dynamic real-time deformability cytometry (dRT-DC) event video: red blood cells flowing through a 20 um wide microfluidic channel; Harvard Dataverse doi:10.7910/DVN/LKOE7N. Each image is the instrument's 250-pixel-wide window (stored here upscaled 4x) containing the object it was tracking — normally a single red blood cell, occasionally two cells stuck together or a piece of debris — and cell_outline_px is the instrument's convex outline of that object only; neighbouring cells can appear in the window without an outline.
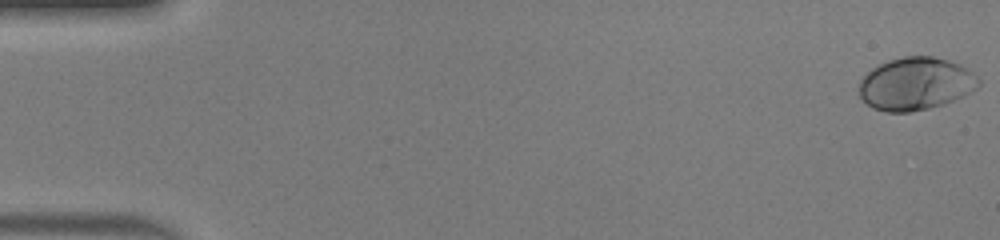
{"species": "human", "species_latin": "Homo sapiens", "temperature_condition": "warm", "stored_images_in_passage": 50, "camera_frame_rate_fps": 3000, "um_per_image_px": 0.085, "donor": {"sex": "male"}, "frame": {"image": 1, "passage_image": 1, "time_ms": 0.0, "image_size_px": [1000, 240], "cell_outline_px": [[980, 84], [976, 88], [964, 96], [944, 104], [928, 108], [908, 112], [884, 112], [872, 108], [860, 96], [860, 80], [872, 68], [888, 60], [904, 56], [932, 56], [948, 60], [960, 64], [972, 72], [980, 80]], "centroid_in_image_um": [77.84, 7.12], "position_along_channel_um": 7.2, "area_um2": 36.65}}
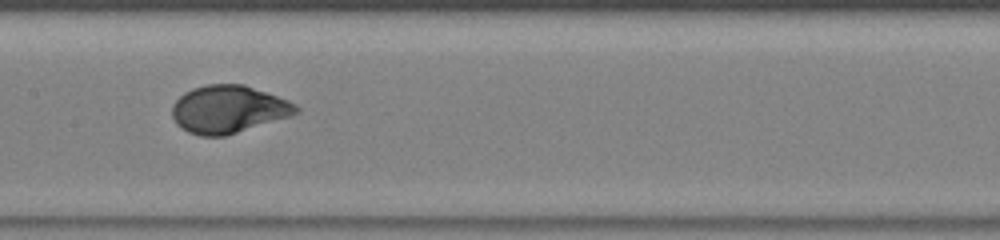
{"frame": {"image": 2, "passage_image": 26, "time_ms": 8.333, "image_size_px": [1000, 240], "cell_outline_px": [[300, 112], [292, 116], [224, 136], [200, 136], [188, 132], [176, 124], [172, 116], [172, 104], [184, 92], [192, 88], [208, 84], [244, 84], [288, 100], [296, 104], [300, 108]], "centroid_in_image_um": [19.42, 9.29], "position_along_channel_um": 188.0, "area_um2": 34.56}}
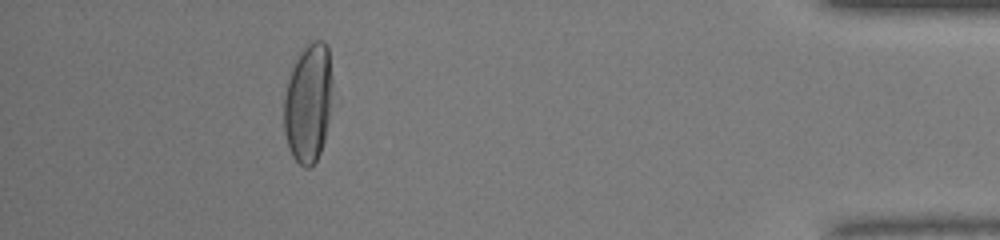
{"frame": {"image": 3, "passage_image": 46, "time_ms": 15.0, "image_size_px": [1000, 240], "cell_outline_px": [[332, 84], [328, 120], [324, 140], [320, 152], [316, 160], [308, 168], [304, 168], [292, 156], [288, 148], [284, 132], [284, 96], [288, 80], [292, 68], [300, 52], [312, 40], [324, 40], [328, 44], [332, 80]], "centroid_in_image_um": [26.2, 8.74], "position_along_channel_um": 409.0, "area_um2": 33.64}, "authors_computed_cell_mechanics": {"area_um2": 34.4199, "velocity_mm_per_s": 4.125, "shape_relaxation_time_tau1_ms": 3.3501, "shape_relaxation_time_tau2_ms": null, "deformation_change_tau1": 0.2007, "deformation_change_tau2": null}}